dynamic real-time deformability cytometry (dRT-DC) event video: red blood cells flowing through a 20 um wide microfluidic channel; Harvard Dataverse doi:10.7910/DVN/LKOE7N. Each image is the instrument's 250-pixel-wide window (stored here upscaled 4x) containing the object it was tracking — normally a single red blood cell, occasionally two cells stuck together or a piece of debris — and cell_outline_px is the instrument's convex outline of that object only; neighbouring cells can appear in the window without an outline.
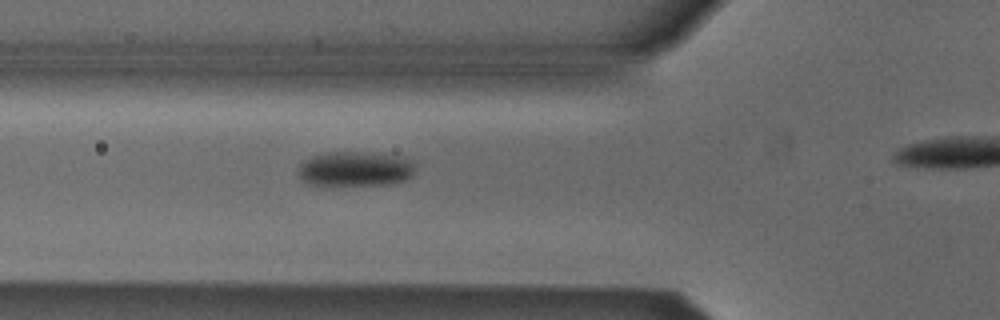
{"species": "Egyptian fruit bat (a non-hibernating species)", "species_latin": "Rousettus aegyptiacus", "temperature_condition": "cold", "stored_images_in_passage": 39, "camera_frame_rate_fps": 3000, "um_per_image_px": 0.085, "animal": {"sex": "male"}, "frame": {"image": 1, "passage_image": 11, "time_ms": 3.333, "image_size_px": [1000, 320], "cell_outline_px": [[416, 164], [412, 176], [404, 180], [388, 184], [308, 184], [300, 180], [296, 168], [304, 160], [312, 156], [324, 152], [360, 152], [400, 156], [412, 160]], "centroid_in_image_um": [30.16, 14.34], "position_along_channel_um": 95.6, "area_um2": 23.76}}
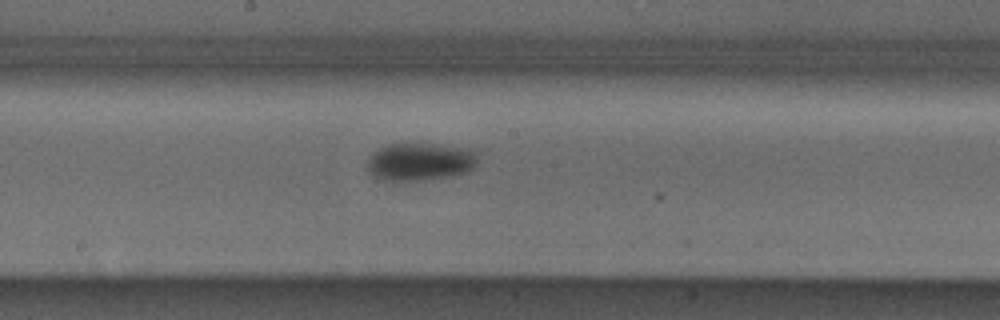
{"frame": {"image": 2, "passage_image": 20, "time_ms": 6.333, "image_size_px": [1000, 320], "cell_outline_px": [[480, 152], [476, 164], [468, 172], [448, 176], [416, 180], [384, 180], [376, 176], [368, 168], [368, 160], [380, 148], [388, 144], [440, 144]], "centroid_in_image_um": [35.77, 13.73], "position_along_channel_um": 212.4, "area_um2": 23.76}}
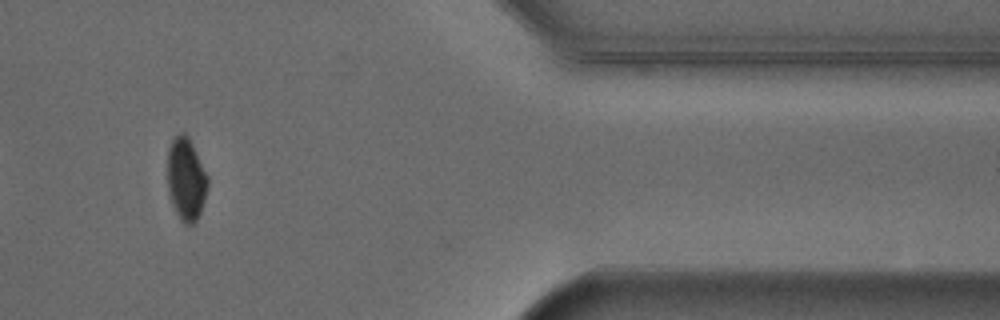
{"frame": {"image": 3, "passage_image": 35, "time_ms": 11.333, "image_size_px": [1000, 320], "cell_outline_px": [[208, 184], [204, 200], [200, 212], [196, 220], [192, 224], [184, 224], [180, 220], [172, 204], [168, 188], [168, 148], [172, 140], [180, 132], [184, 132], [188, 136], [208, 176]], "centroid_in_image_um": [15.81, 15.22], "position_along_channel_um": 395.6, "area_um2": 19.19}, "authors_computed_cell_mechanics": {"area_um2": 23.2356, "velocity_mm_per_s": 3.8914, "shape_relaxation_time_tau1_ms": 2.9526, "shape_relaxation_time_tau2_ms": null, "deformation_change_tau1": 0.0855, "deformation_change_tau2": null}}